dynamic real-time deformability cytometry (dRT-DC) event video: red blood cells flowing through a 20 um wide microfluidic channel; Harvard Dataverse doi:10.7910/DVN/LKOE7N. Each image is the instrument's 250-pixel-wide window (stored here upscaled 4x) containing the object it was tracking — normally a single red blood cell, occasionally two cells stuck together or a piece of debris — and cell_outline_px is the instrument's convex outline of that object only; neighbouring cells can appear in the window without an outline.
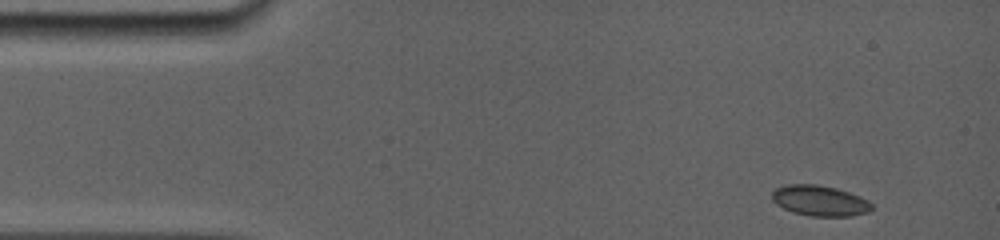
{"species": "common noctule bat (a hibernating species)", "species_latin": "Nyctalus noctula", "temperature_condition": "room temperature", "stored_images_in_passage": 16, "camera_frame_rate_fps": 5000, "um_per_image_px": 0.085, "animal": {"sex": "female", "body_mass_g": 19.0, "forearm_length_mm": 56.7}, "frame": {"image": 1, "passage_image": 1, "time_ms": 0.0, "image_size_px": [1000, 240], "cell_outline_px": [[872, 208], [868, 212], [852, 216], [808, 216], [792, 212], [776, 204], [772, 200], [772, 192], [776, 188], [788, 184], [816, 184], [836, 188], [860, 196], [868, 200], [872, 204]], "centroid_in_image_um": [69.68, 17.06], "position_along_channel_um": 15.3, "area_um2": 17.8}}
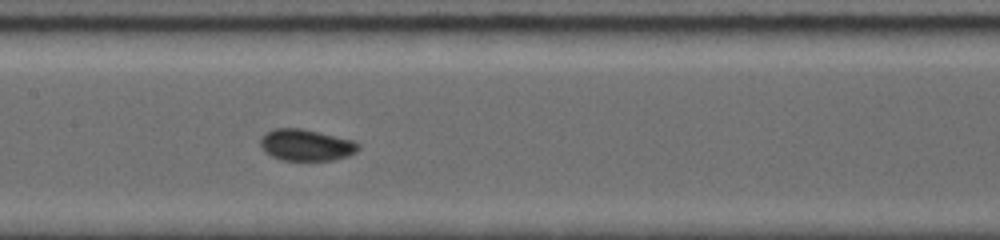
{"frame": {"image": 2, "passage_image": 9, "time_ms": 6.6, "image_size_px": [1000, 240], "cell_outline_px": [[360, 148], [356, 152], [348, 156], [332, 160], [280, 160], [264, 152], [260, 144], [260, 140], [264, 132], [272, 128], [300, 128], [352, 140], [360, 144]], "centroid_in_image_um": [25.98, 12.33], "position_along_channel_um": 181.4, "area_um2": 18.03}}
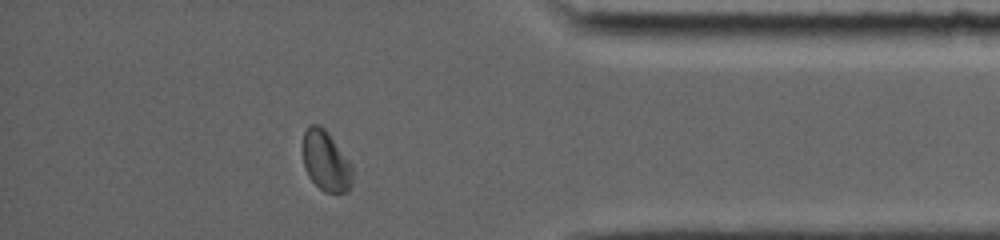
{"frame": {"image": 3, "passage_image": 15, "time_ms": 12.8, "image_size_px": [1000, 240], "cell_outline_px": [[352, 184], [348, 192], [324, 192], [308, 176], [304, 168], [304, 132], [308, 124], [320, 124], [328, 132], [352, 164]], "centroid_in_image_um": [27.71, 13.68], "position_along_channel_um": 407.5, "area_um2": 17.46}}